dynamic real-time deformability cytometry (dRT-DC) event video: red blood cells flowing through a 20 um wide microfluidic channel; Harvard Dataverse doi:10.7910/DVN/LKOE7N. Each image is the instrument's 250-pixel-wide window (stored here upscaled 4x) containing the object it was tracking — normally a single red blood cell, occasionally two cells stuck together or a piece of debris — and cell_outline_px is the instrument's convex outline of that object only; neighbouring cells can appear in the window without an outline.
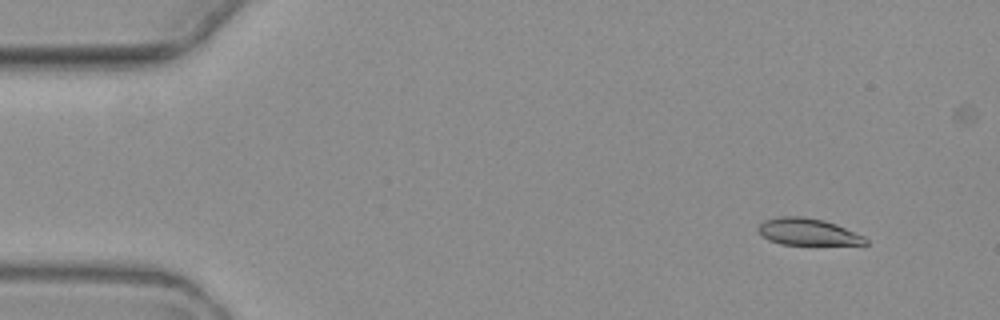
{"species": "common noctule bat (a hibernating species)", "species_latin": "Nyctalus noctula", "temperature_condition": "warm", "stored_images_in_passage": 5, "camera_frame_rate_fps": 3000, "um_per_image_px": 0.085, "animal": {"sex": "female", "body_mass_g": 19.3, "forearm_length_mm": 54.1}, "frame": {"image": 1, "passage_image": 2, "time_ms": 1.0, "image_size_px": [1000, 320], "cell_outline_px": [[868, 244], [780, 244], [768, 240], [756, 228], [764, 220], [780, 216], [804, 216], [824, 220], [836, 224], [864, 236], [868, 240]], "centroid_in_image_um": [68.65, 19.69], "position_along_channel_um": 16.4, "area_um2": 16.65}}
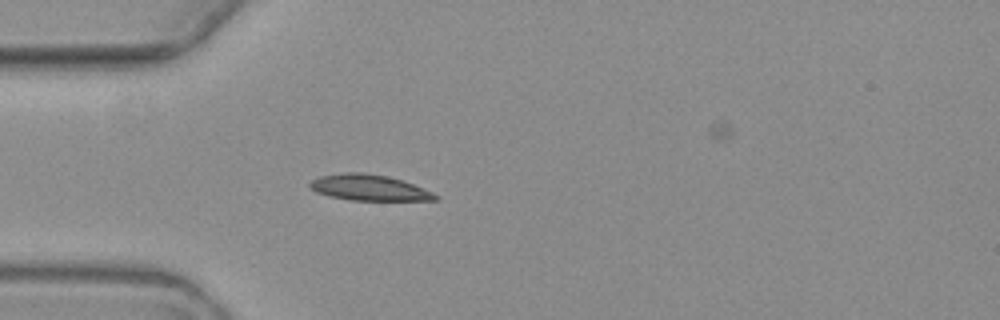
{"frame": {"image": 2, "passage_image": 5, "time_ms": 4.667, "image_size_px": [1000, 320], "cell_outline_px": [[440, 196], [436, 200], [352, 200], [328, 196], [316, 192], [308, 184], [312, 180], [320, 176], [344, 172], [364, 172], [388, 176], [412, 184], [432, 192]], "centroid_in_image_um": [31.35, 15.94], "position_along_channel_um": 53.7, "area_um2": 18.79}}